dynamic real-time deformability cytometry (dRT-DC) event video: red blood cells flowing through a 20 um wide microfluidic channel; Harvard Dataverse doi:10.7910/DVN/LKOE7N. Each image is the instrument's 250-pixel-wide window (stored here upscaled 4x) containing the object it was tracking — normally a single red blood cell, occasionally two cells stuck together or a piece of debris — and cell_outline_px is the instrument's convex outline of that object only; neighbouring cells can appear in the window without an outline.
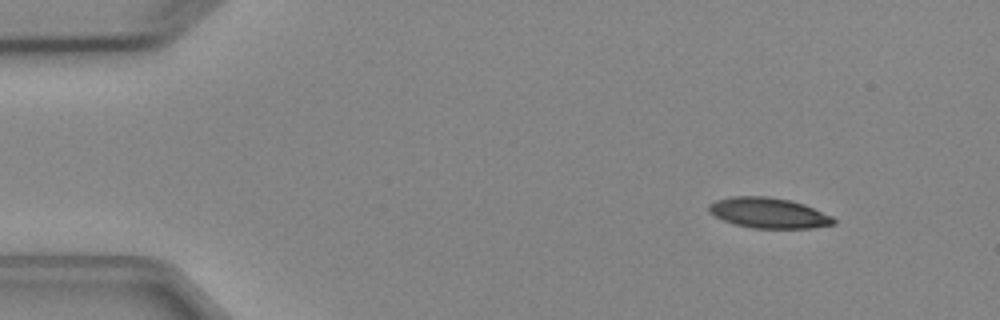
{"species": "Egyptian fruit bat (a non-hibernating species)", "species_latin": "Rousettus aegyptiacus", "temperature_condition": "cold", "stored_images_in_passage": 5, "camera_frame_rate_fps": 3000, "um_per_image_px": 0.085, "animal": {"sex": "female"}, "frame": {"image": 1, "passage_image": 1, "time_ms": 0.0, "image_size_px": [1000, 320], "cell_outline_px": [[836, 224], [812, 228], [752, 228], [736, 224], [724, 220], [708, 212], [708, 204], [716, 200], [732, 196], [768, 196], [792, 200], [804, 204], [832, 216], [836, 220]], "centroid_in_image_um": [65.34, 18.09], "position_along_channel_um": 19.7, "area_um2": 22.2}}
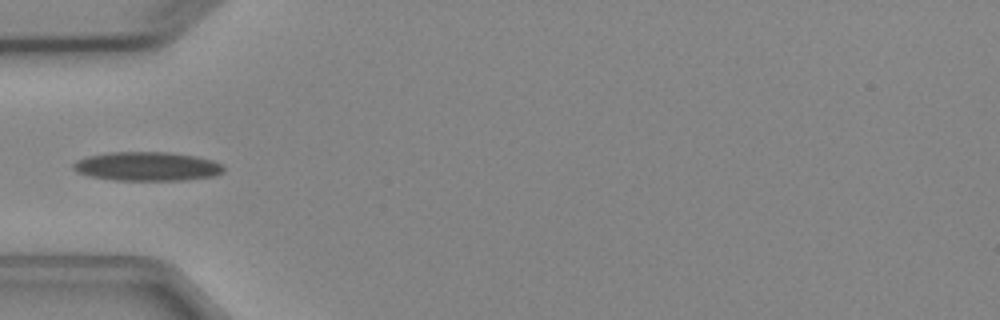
{"frame": {"image": 2, "passage_image": 4, "time_ms": 3.667, "image_size_px": [1000, 320], "cell_outline_px": [[224, 172], [216, 176], [188, 180], [112, 180], [88, 176], [76, 172], [72, 168], [72, 164], [76, 160], [88, 156], [108, 152], [168, 152], [196, 156], [212, 160], [220, 164], [224, 168]], "centroid_in_image_um": [12.49, 14.15], "position_along_channel_um": 72.5, "area_um2": 25.66}}